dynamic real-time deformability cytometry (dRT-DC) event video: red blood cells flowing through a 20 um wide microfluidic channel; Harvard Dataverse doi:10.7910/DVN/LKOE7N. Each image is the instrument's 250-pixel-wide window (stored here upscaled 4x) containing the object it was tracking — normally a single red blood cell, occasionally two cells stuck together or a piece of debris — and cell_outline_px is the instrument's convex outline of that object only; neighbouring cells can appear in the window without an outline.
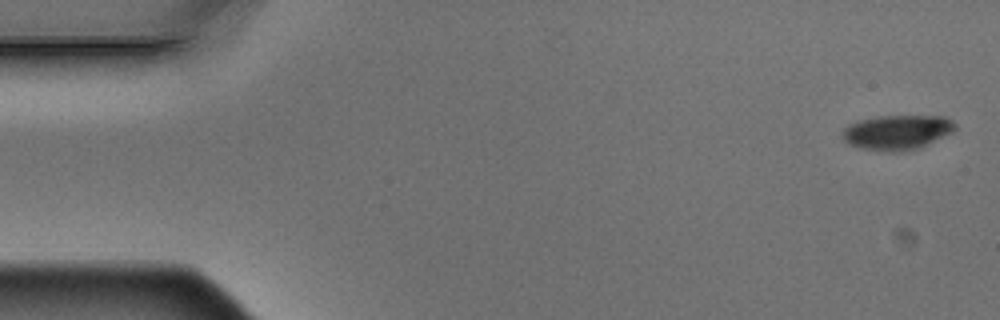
{"species": "Egyptian fruit bat (a non-hibernating species)", "species_latin": "Rousettus aegyptiacus", "temperature_condition": "warm", "stored_images_in_passage": 5, "camera_frame_rate_fps": 3000, "um_per_image_px": 0.085, "animal": {"sex": "male"}, "frame": {"image": 1, "passage_image": 1, "time_ms": 0.0, "image_size_px": [1000, 320], "cell_outline_px": [[956, 128], [952, 132], [920, 148], [900, 152], [892, 152], [864, 148], [852, 144], [844, 140], [844, 128], [848, 124], [860, 120], [880, 116], [944, 116], [952, 120], [956, 124]], "centroid_in_image_um": [76.31, 11.23], "position_along_channel_um": 8.7, "area_um2": 22.54}}
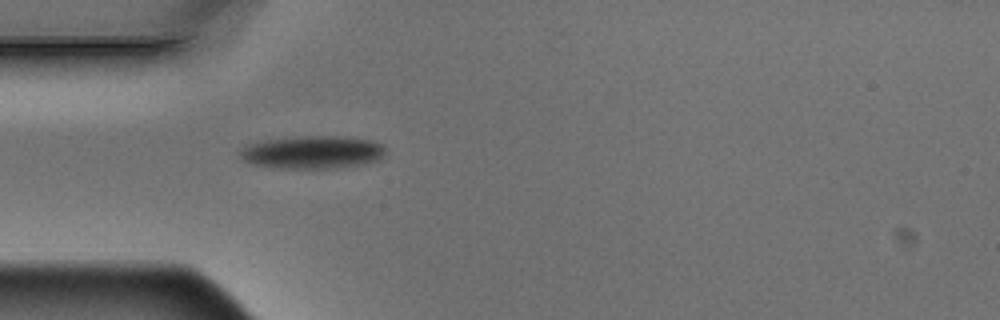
{"frame": {"image": 2, "passage_image": 5, "time_ms": 1.333, "image_size_px": [1000, 320], "cell_outline_px": [[388, 152], [380, 160], [364, 164], [336, 168], [280, 168], [252, 164], [244, 160], [240, 156], [240, 152], [248, 144], [264, 140], [300, 136], [344, 136], [372, 140], [384, 144], [388, 148]], "centroid_in_image_um": [26.67, 12.93], "position_along_channel_um": 58.3, "area_um2": 28.26}}